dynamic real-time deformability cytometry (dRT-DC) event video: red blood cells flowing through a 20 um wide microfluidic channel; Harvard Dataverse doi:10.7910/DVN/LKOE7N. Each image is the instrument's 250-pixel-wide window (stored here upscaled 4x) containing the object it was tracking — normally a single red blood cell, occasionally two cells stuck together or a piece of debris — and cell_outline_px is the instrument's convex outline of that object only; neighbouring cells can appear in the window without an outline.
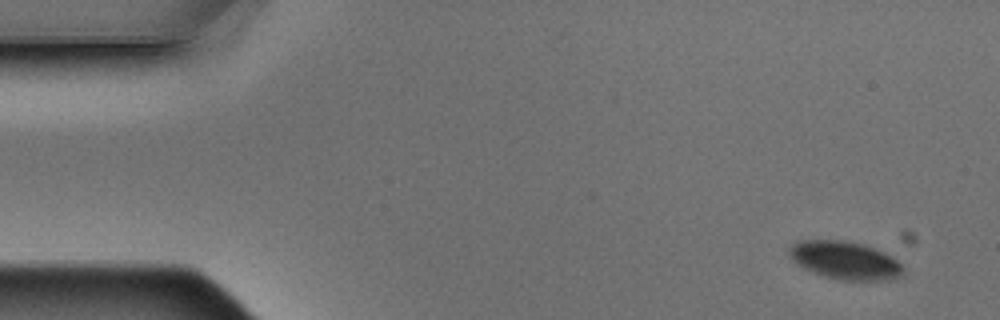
{"species": "Egyptian fruit bat (a non-hibernating species)", "species_latin": "Rousettus aegyptiacus", "temperature_condition": "warm", "stored_images_in_passage": 8, "camera_frame_rate_fps": 3000, "um_per_image_px": 0.085, "animal": {"sex": "male"}, "frame": {"image": 1, "passage_image": 2, "time_ms": 0.333, "image_size_px": [1000, 320], "cell_outline_px": [[904, 272], [900, 276], [892, 280], [840, 280], [824, 276], [812, 272], [796, 264], [788, 256], [788, 244], [796, 240], [844, 240], [864, 244], [884, 252], [892, 256], [904, 268]], "centroid_in_image_um": [71.78, 22.11], "position_along_channel_um": 13.2, "area_um2": 25.66}}
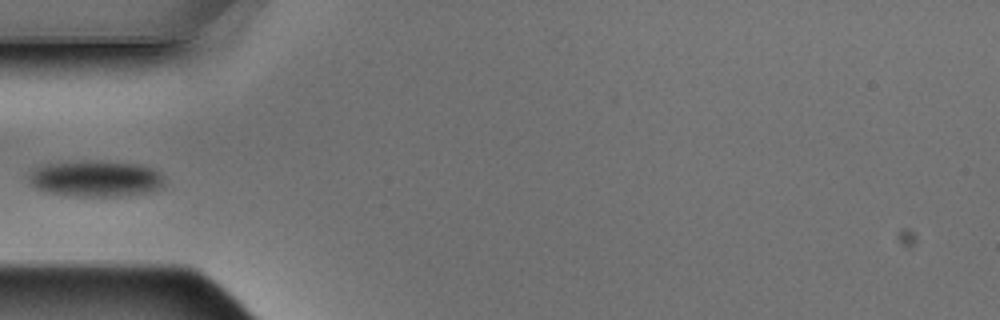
{"frame": {"image": 2, "passage_image": 6, "time_ms": 1.667, "image_size_px": [1000, 320], "cell_outline_px": [[164, 184], [160, 188], [148, 192], [128, 196], [64, 196], [48, 192], [36, 188], [28, 184], [24, 176], [36, 168], [44, 164], [84, 160], [100, 160], [140, 164], [156, 168], [164, 176]], "centroid_in_image_um": [8.12, 15.17], "position_along_channel_um": 76.9, "area_um2": 29.59}}
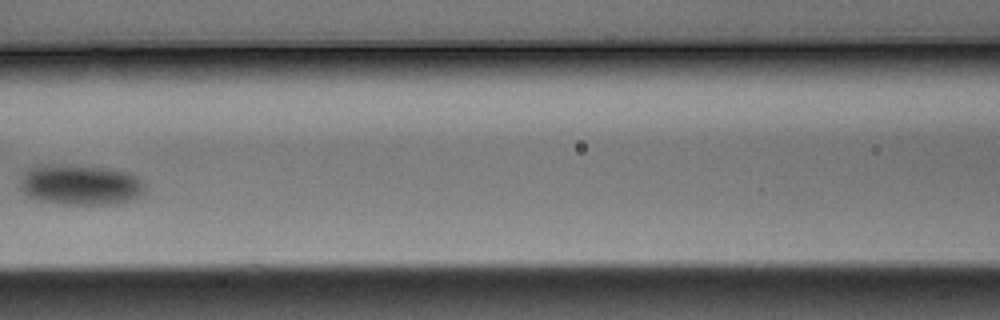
{"frame": {"image": 3, "passage_image": 8, "time_ms": 2.333, "image_size_px": [1000, 320], "cell_outline_px": [[144, 192], [132, 200], [116, 204], [60, 204], [36, 200], [28, 196], [20, 188], [20, 180], [24, 172], [28, 168], [36, 164], [68, 164], [112, 168], [132, 172], [144, 184]], "centroid_in_image_um": [6.81, 15.68], "position_along_channel_um": 159.8, "area_um2": 30.17}}